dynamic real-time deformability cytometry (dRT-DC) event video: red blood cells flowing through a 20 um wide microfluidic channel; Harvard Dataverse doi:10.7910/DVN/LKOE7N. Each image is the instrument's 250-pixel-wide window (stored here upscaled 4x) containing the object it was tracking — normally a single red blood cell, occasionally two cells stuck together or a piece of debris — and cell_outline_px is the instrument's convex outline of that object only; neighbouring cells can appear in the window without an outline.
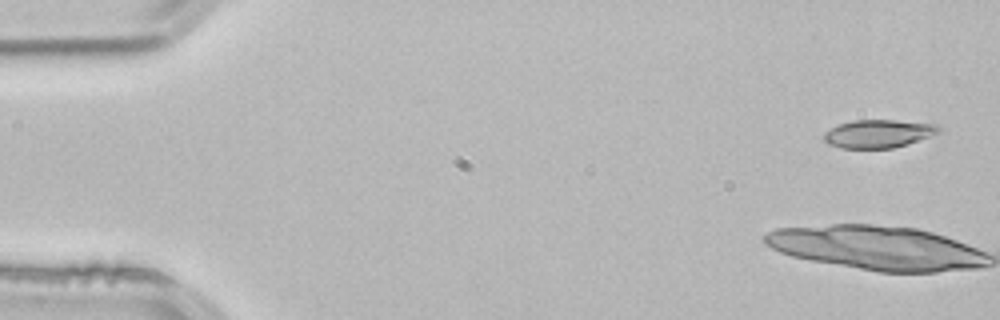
{"species": "common noctule bat (a hibernating species)", "species_latin": "Nyctalus noctula", "temperature_condition": "room temperature", "stored_images_in_passage": 3, "camera_frame_rate_fps": 3000, "um_per_image_px": 0.085, "animal": {"sex": "male", "body_mass_g": 21.5, "forearm_length_mm": 52.0}, "frame": {"image": 1, "passage_image": 1, "time_ms": 0.0, "image_size_px": [1000, 320], "cell_outline_px": [[940, 132], [908, 144], [892, 148], [840, 148], [828, 144], [824, 140], [824, 132], [840, 124], [852, 120], [896, 120], [936, 124], [940, 128]], "centroid_in_image_um": [74.65, 11.36], "position_along_channel_um": 10.3, "area_um2": 18.73}}